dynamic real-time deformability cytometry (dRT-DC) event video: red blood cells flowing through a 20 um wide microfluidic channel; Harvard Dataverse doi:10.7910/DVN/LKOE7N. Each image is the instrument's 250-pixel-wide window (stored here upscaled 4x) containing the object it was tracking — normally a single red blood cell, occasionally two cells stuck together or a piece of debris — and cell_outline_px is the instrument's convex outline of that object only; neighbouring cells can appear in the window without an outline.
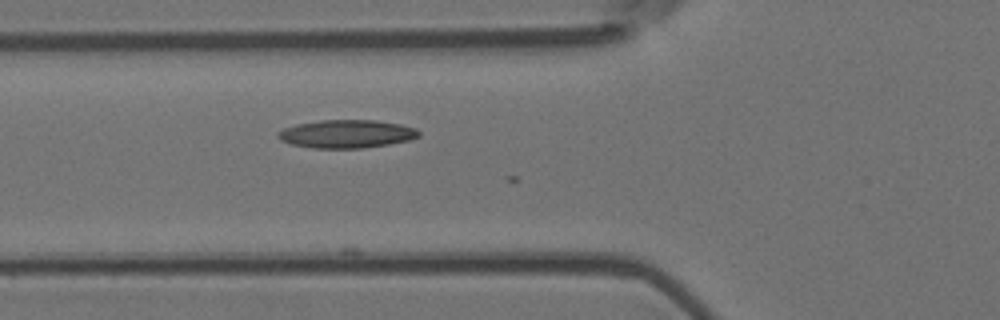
{"species": "Egyptian fruit bat (a non-hibernating species)", "species_latin": "Rousettus aegyptiacus", "temperature_condition": "room temperature", "stored_images_in_passage": 5, "camera_frame_rate_fps": 3000, "um_per_image_px": 0.085, "animal": {"sex": "female"}, "frame": {"image": 1, "passage_image": 5, "time_ms": 1.333, "image_size_px": [1000, 320], "cell_outline_px": [[420, 136], [408, 140], [388, 144], [364, 148], [312, 148], [292, 144], [280, 140], [276, 136], [276, 132], [284, 128], [296, 124], [320, 120], [376, 120], [400, 124], [416, 128], [420, 132]], "centroid_in_image_um": [29.44, 11.38], "position_along_channel_um": 96.4, "area_um2": 23.18}}